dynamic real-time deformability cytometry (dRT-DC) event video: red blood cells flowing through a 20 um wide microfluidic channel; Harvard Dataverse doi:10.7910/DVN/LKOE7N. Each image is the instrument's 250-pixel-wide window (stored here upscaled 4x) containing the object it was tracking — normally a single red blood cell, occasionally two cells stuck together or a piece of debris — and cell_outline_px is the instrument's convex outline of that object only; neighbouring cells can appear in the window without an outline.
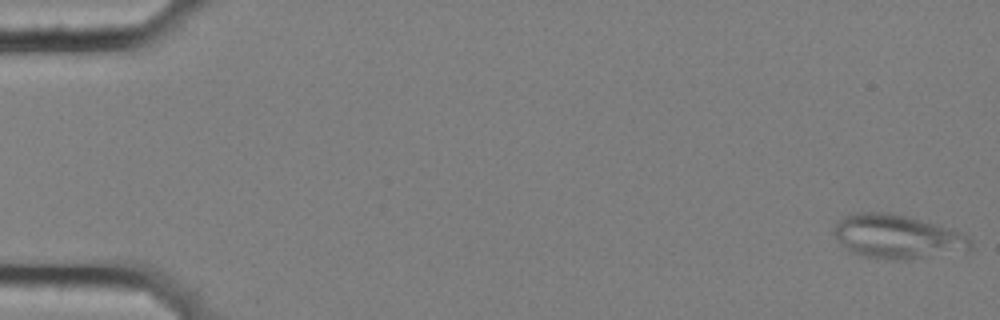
{"species": "common noctule bat (a hibernating species)", "species_latin": "Nyctalus noctula", "temperature_condition": "cold", "stored_images_in_passage": 58, "camera_frame_rate_fps": 3000, "um_per_image_px": 0.085, "animal": {"sex": "female", "body_mass_g": 25.1}, "frame": {"image": 1, "passage_image": 1, "time_ms": 0.0, "image_size_px": [1000, 320], "cell_outline_px": [[972, 248], [904, 260], [892, 260], [864, 256], [852, 252], [840, 244], [832, 232], [836, 224], [848, 212], [888, 212], [920, 220], [960, 232], [968, 236], [972, 240]], "centroid_in_image_um": [76.18, 20.1], "position_along_channel_um": 8.8, "area_um2": 34.39}}
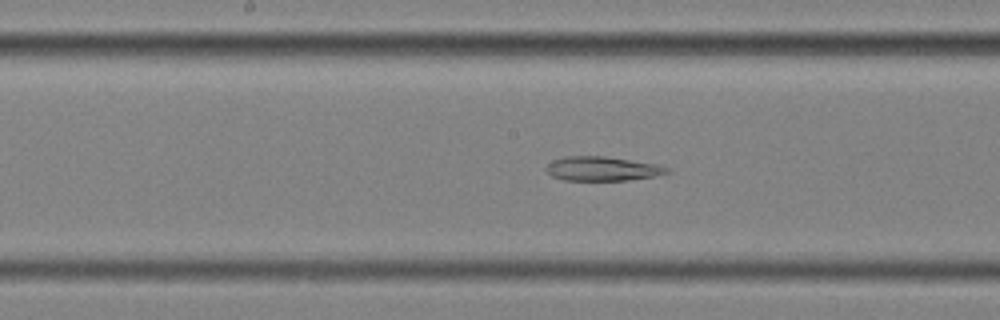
{"frame": {"image": 2, "passage_image": 30, "time_ms": 9.667, "image_size_px": [1000, 320], "cell_outline_px": [[672, 172], [652, 176], [628, 180], [564, 180], [552, 176], [544, 168], [552, 160], [564, 156], [604, 156], [656, 164], [672, 168]], "centroid_in_image_um": [51.19, 14.33], "position_along_channel_um": 197.0, "area_um2": 17.05}}
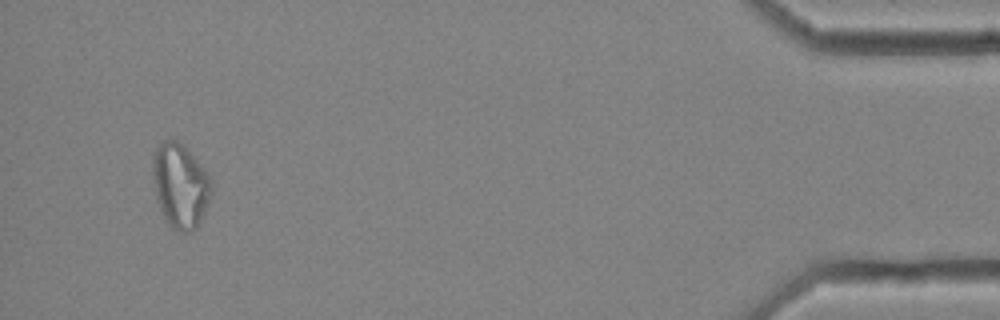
{"frame": {"image": 3, "passage_image": 55, "time_ms": 18.0, "image_size_px": [1000, 320], "cell_outline_px": [[212, 192], [208, 204], [200, 224], [192, 232], [180, 232], [172, 228], [164, 220], [156, 200], [152, 176], [152, 152], [164, 140], [176, 140], [184, 144], [204, 168], [212, 180]], "centroid_in_image_um": [15.31, 15.79], "position_along_channel_um": 419.9, "area_um2": 29.59}, "authors_computed_cell_mechanics": {"area_um2": 25.3164, "velocity_mm_per_s": 3.5189, "shape_relaxation_time_tau1_ms": null, "shape_relaxation_time_tau2_ms": 9.0234, "deformation_change_tau1": null, "deformation_change_tau2": 0.1745}}